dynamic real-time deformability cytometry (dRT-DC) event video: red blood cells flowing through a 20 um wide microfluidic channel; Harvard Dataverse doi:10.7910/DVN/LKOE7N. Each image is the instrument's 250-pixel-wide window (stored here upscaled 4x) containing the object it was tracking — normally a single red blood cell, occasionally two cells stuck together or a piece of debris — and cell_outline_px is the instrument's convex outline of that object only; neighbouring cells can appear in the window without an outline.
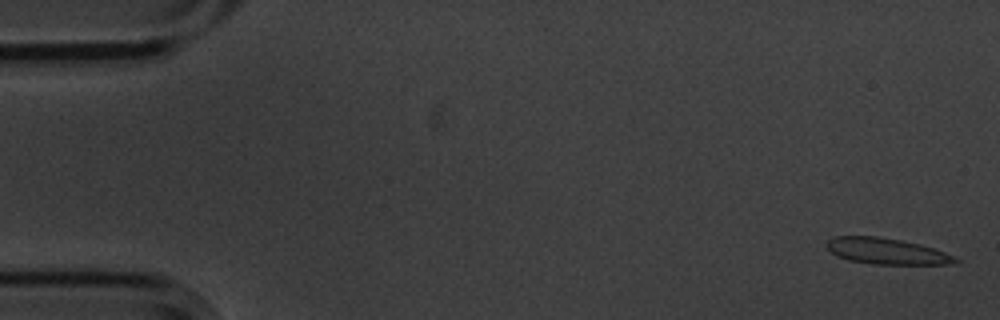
{"species": "common noctule bat (a hibernating species)", "species_latin": "Nyctalus noctula", "temperature_condition": "cold", "stored_images_in_passage": 57, "segment_of_instrument_passage": [1, 2], "camera_frame_rate_fps": 3000, "um_per_image_px": 0.085, "animal": {"sex": "male", "body_mass_g": 20.1, "forearm_length_mm": 53.5}, "frame": {"image": 1, "passage_image": 2, "time_ms": 0.333, "image_size_px": [1000, 320], "cell_outline_px": [[964, 260], [956, 264], [872, 264], [848, 260], [836, 256], [828, 248], [828, 240], [836, 236], [880, 236], [920, 244], [944, 252]], "centroid_in_image_um": [75.41, 21.36], "position_along_channel_um": 9.6, "area_um2": 19.59}}
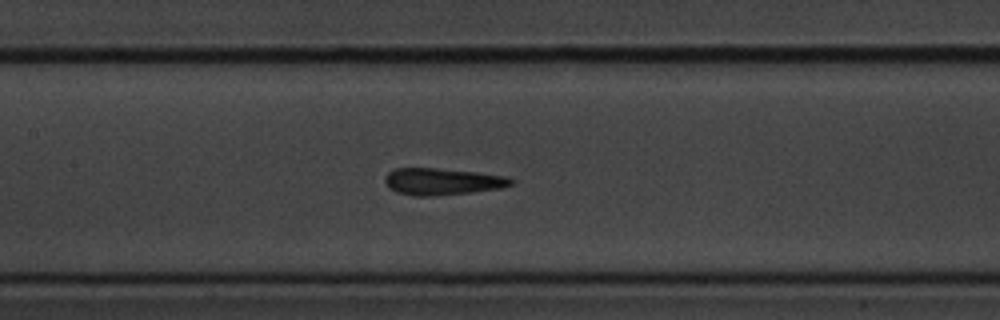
{"frame": {"image": 2, "passage_image": 26, "time_ms": 8.333, "image_size_px": [1000, 320], "cell_outline_px": [[516, 180], [512, 184], [500, 188], [472, 192], [432, 196], [416, 196], [396, 192], [388, 188], [384, 180], [388, 172], [396, 168], [436, 168], [476, 172], [508, 176]], "centroid_in_image_um": [37.6, 15.43], "position_along_channel_um": 169.8, "area_um2": 19.77}}
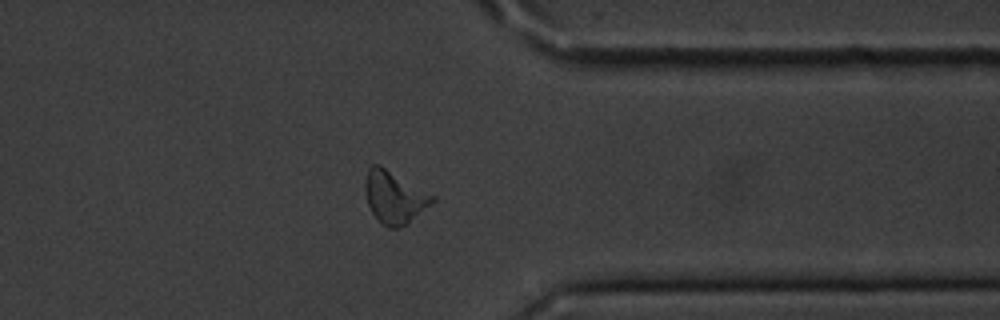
{"frame": {"image": 3, "passage_image": 44, "time_ms": 14.333, "image_size_px": [1000, 320], "cell_outline_px": [[436, 200], [408, 224], [400, 228], [388, 228], [372, 212], [368, 204], [364, 188], [364, 184], [368, 168], [372, 164], [380, 164], [436, 196]], "centroid_in_image_um": [33.54, 16.74], "position_along_channel_um": 377.9, "area_um2": 20.63}}